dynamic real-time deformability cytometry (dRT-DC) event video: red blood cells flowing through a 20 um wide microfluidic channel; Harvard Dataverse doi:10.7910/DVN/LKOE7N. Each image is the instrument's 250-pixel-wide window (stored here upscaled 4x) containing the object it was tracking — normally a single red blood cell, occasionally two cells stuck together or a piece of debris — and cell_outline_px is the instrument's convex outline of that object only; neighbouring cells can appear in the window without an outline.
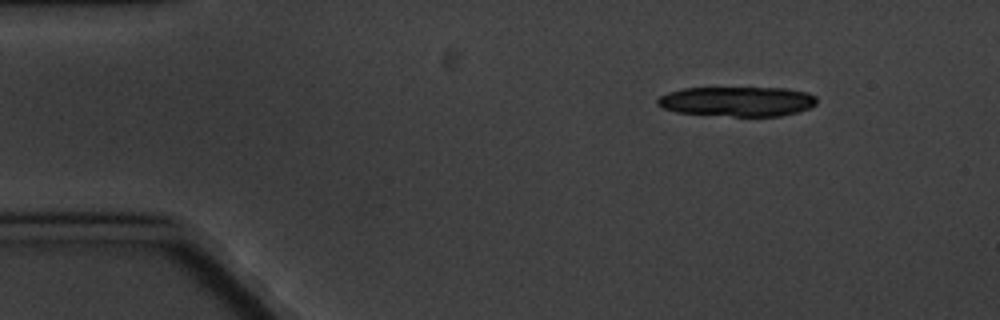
{"species": "common noctule bat (a hibernating species)", "species_latin": "Nyctalus noctula", "temperature_condition": "cold", "stored_images_in_passage": 4, "camera_frame_rate_fps": 3000, "um_per_image_px": 0.085, "animal": {"sex": "male", "body_mass_g": 20.1, "forearm_length_mm": 53.5}, "frame": {"image": 1, "passage_image": 1, "time_ms": 0.0, "image_size_px": [1000, 320], "cell_outline_px": [[816, 104], [808, 108], [796, 112], [780, 116], [732, 116], [676, 112], [664, 108], [656, 104], [656, 100], [660, 96], [668, 92], [684, 88], [788, 88], [808, 92], [816, 96]], "centroid_in_image_um": [62.68, 8.61], "position_along_channel_um": 22.3, "area_um2": 27.63}}